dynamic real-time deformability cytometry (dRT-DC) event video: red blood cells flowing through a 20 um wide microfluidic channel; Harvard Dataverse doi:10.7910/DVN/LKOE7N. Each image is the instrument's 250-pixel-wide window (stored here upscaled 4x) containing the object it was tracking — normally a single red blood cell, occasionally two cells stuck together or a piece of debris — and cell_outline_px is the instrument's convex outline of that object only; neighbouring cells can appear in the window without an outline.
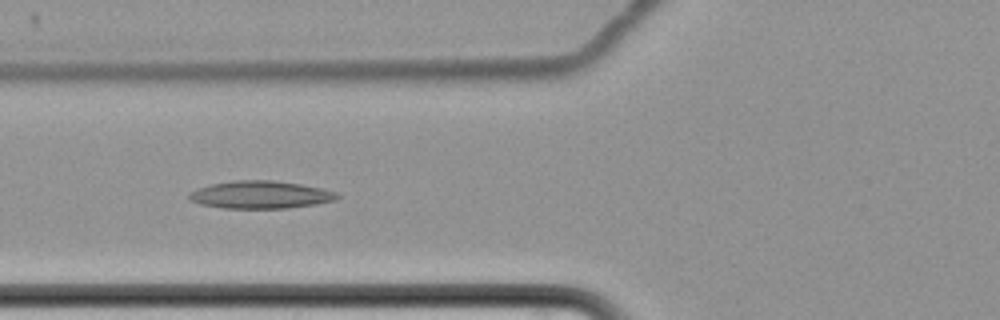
{"species": "common noctule bat (a hibernating species)", "species_latin": "Nyctalus noctula", "temperature_condition": "cold", "stored_images_in_passage": 7, "camera_frame_rate_fps": 3000, "um_per_image_px": 0.085, "animal": {"sex": "female", "body_mass_g": 22.7, "forearm_length_mm": 54.2}, "frame": {"image": 1, "passage_image": 7, "time_ms": 8.0, "image_size_px": [1000, 320], "cell_outline_px": [[340, 196], [336, 200], [316, 204], [288, 208], [224, 208], [200, 204], [188, 200], [188, 192], [196, 188], [212, 184], [232, 180], [272, 180], [300, 184], [320, 188], [336, 192]], "centroid_in_image_um": [22.1, 16.55], "position_along_channel_um": 103.7, "area_um2": 23.93}}